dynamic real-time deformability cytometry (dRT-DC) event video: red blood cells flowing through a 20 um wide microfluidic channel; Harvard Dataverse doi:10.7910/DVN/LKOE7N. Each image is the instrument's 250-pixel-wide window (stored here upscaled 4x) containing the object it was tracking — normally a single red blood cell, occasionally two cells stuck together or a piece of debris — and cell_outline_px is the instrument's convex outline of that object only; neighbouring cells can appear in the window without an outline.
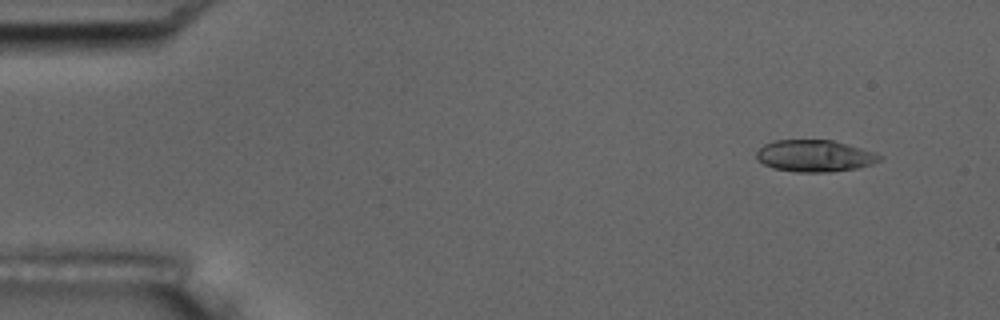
{"species": "common noctule bat (a hibernating species)", "species_latin": "Nyctalus noctula", "temperature_condition": "room temperature", "stored_images_in_passage": 4, "camera_frame_rate_fps": 3000, "um_per_image_px": 0.085, "animal": {"sex": "male", "body_mass_g": 17.5, "forearm_length_mm": 52.3}, "frame": {"image": 1, "passage_image": 1, "time_ms": 0.0, "image_size_px": [1000, 320], "cell_outline_px": [[884, 156], [880, 160], [872, 164], [856, 168], [824, 172], [796, 172], [772, 168], [756, 160], [756, 152], [764, 144], [776, 140], [832, 140], [860, 148]], "centroid_in_image_um": [69.2, 13.25], "position_along_channel_um": 15.8, "area_um2": 22.66}}
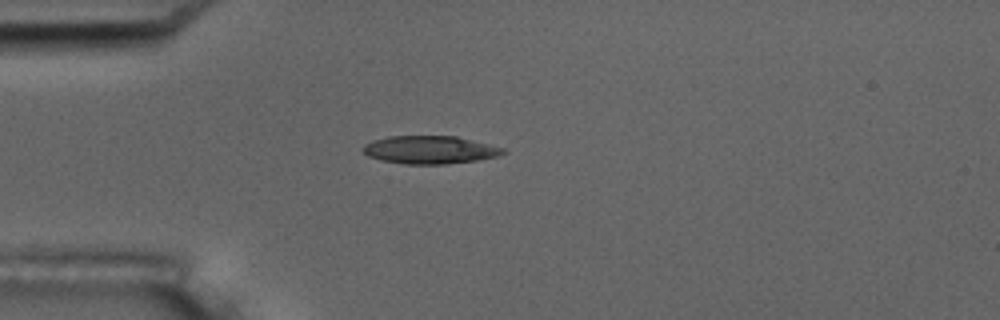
{"frame": {"image": 2, "passage_image": 3, "time_ms": 3.333, "image_size_px": [1000, 320], "cell_outline_px": [[508, 152], [496, 156], [480, 160], [444, 164], [404, 164], [380, 160], [368, 156], [364, 152], [364, 144], [372, 140], [388, 136], [456, 136], [504, 148]], "centroid_in_image_um": [36.54, 12.73], "position_along_channel_um": 48.5, "area_um2": 22.83}}